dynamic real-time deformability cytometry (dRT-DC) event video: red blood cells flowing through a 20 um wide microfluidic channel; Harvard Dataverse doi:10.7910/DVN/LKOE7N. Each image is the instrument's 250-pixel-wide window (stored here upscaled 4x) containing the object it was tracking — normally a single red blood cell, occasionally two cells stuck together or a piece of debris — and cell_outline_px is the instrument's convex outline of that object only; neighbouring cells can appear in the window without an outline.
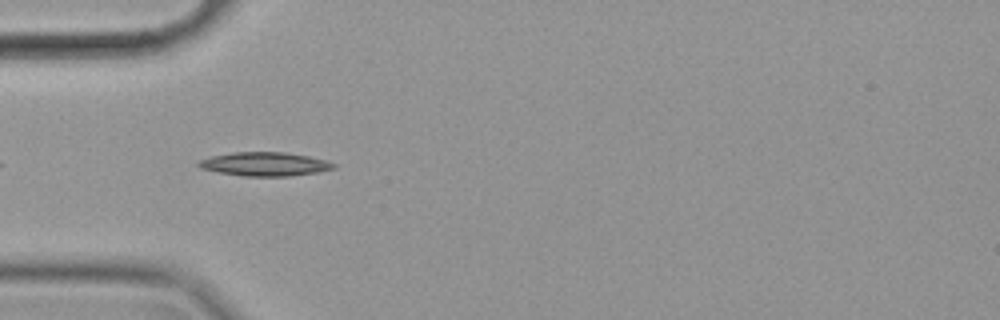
{"species": "common noctule bat (a hibernating species)", "species_latin": "Nyctalus noctula", "temperature_condition": "cold", "stored_images_in_passage": 43, "camera_frame_rate_fps": 3000, "um_per_image_px": 0.085, "animal": {"sex": "female", "body_mass_g": 19.9}, "frame": {"image": 1, "passage_image": 3, "time_ms": 0.667, "image_size_px": [1000, 320], "cell_outline_px": [[336, 168], [316, 172], [288, 176], [244, 176], [220, 172], [200, 168], [196, 164], [200, 160], [212, 156], [232, 152], [284, 152], [308, 156], [324, 160], [336, 164]], "centroid_in_image_um": [22.49, 13.94], "position_along_channel_um": 62.5, "area_um2": 18.5}}
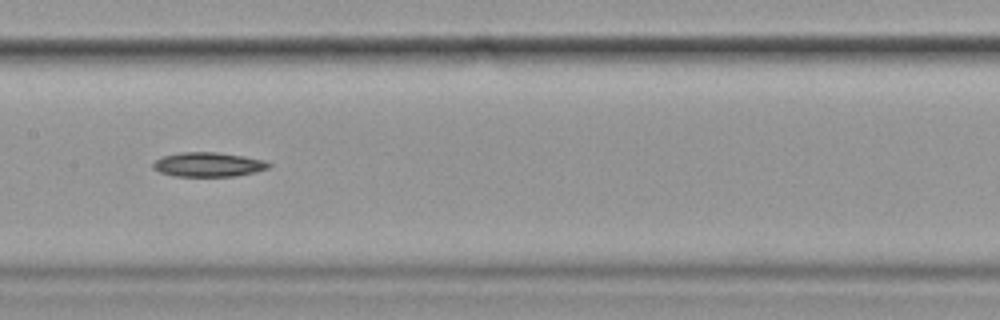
{"frame": {"image": 2, "passage_image": 14, "time_ms": 4.333, "image_size_px": [1000, 320], "cell_outline_px": [[272, 164], [268, 168], [256, 172], [236, 176], [172, 176], [160, 172], [152, 168], [152, 164], [156, 160], [164, 156], [180, 152], [216, 152], [244, 156], [264, 160]], "centroid_in_image_um": [17.71, 13.99], "position_along_channel_um": 189.7, "area_um2": 16.47}}
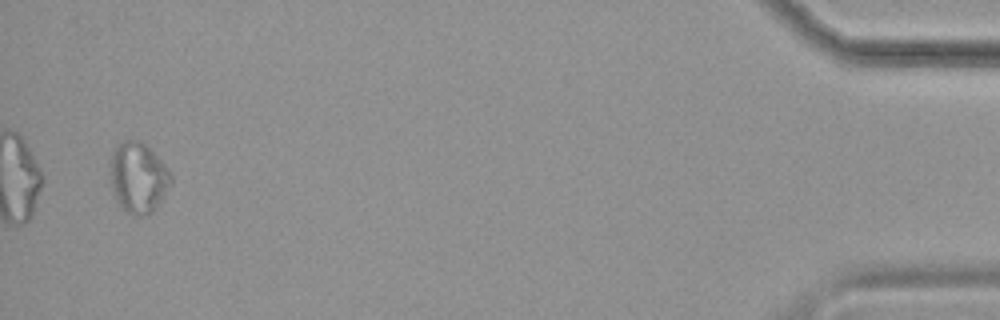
{"frame": {"image": 3, "passage_image": 41, "time_ms": 13.333, "image_size_px": [1000, 320], "cell_outline_px": [[172, 184], [160, 204], [152, 212], [144, 216], [128, 212], [120, 204], [112, 192], [112, 152], [116, 144], [124, 140], [140, 140], [164, 164], [172, 176]], "centroid_in_image_um": [11.78, 15.1], "position_along_channel_um": 423.4, "area_um2": 24.57}, "authors_computed_cell_mechanics": {"area_um2": 16.9354, "velocity_mm_per_s": 3.5049, "shape_relaxation_time_tau1_ms": 3.4613, "shape_relaxation_time_tau2_ms": null, "deformation_change_tau1": 0.0762, "deformation_change_tau2": null}}